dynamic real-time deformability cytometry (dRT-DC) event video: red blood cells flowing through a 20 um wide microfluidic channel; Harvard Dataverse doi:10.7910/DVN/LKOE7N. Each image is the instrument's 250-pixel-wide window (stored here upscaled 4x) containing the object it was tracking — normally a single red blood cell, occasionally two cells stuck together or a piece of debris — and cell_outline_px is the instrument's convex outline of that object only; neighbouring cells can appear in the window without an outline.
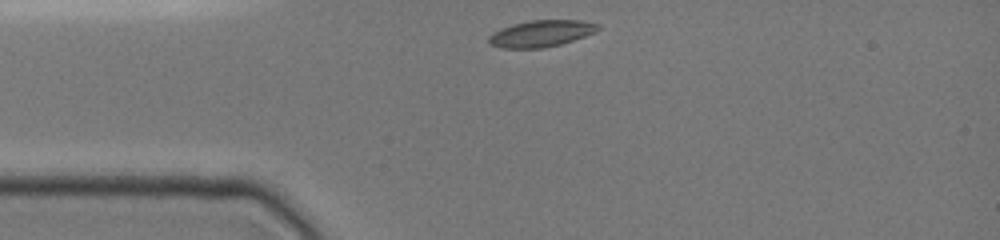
{"species": "common noctule bat (a hibernating species)", "species_latin": "Nyctalus noctula", "temperature_condition": "cold", "stored_images_in_passage": 5, "camera_frame_rate_fps": 3000, "um_per_image_px": 0.085, "animal": {"sex": "female", "body_mass_g": 19.0, "forearm_length_mm": 51.5}, "frame": {"image": 1, "passage_image": 1, "time_ms": 0.0, "image_size_px": [1000, 240], "cell_outline_px": [[600, 28], [596, 32], [560, 44], [540, 48], [500, 48], [488, 44], [488, 36], [492, 32], [500, 28], [512, 24], [528, 20], [584, 20], [600, 24]], "centroid_in_image_um": [45.97, 2.84], "position_along_channel_um": 39.0, "area_um2": 17.11}}
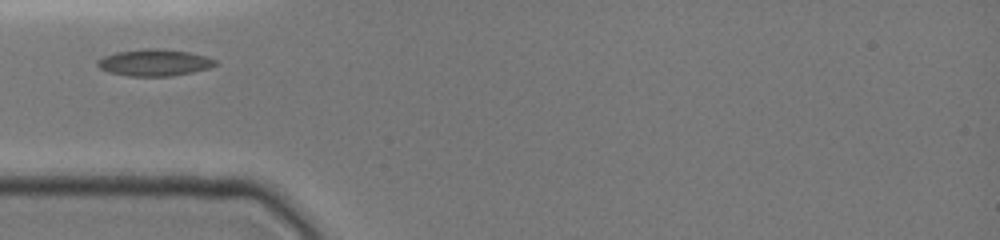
{"frame": {"image": 2, "passage_image": 4, "time_ms": 1.333, "image_size_px": [1000, 240], "cell_outline_px": [[220, 64], [208, 68], [192, 72], [172, 76], [128, 76], [112, 72], [100, 68], [96, 64], [96, 60], [104, 56], [116, 52], [144, 48], [160, 48], [188, 52], [204, 56], [216, 60]], "centroid_in_image_um": [13.13, 5.31], "position_along_channel_um": 71.9, "area_um2": 18.32}}